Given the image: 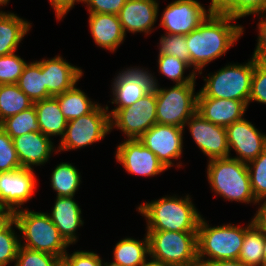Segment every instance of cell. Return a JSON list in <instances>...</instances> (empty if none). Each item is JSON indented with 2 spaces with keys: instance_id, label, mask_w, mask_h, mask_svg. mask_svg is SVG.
<instances>
[{
  "instance_id": "1",
  "label": "cell",
  "mask_w": 266,
  "mask_h": 266,
  "mask_svg": "<svg viewBox=\"0 0 266 266\" xmlns=\"http://www.w3.org/2000/svg\"><path fill=\"white\" fill-rule=\"evenodd\" d=\"M237 18L228 15H208L204 21L185 35L190 51V66L201 75L211 61L226 54L243 35L241 25L231 24Z\"/></svg>"
},
{
  "instance_id": "2",
  "label": "cell",
  "mask_w": 266,
  "mask_h": 266,
  "mask_svg": "<svg viewBox=\"0 0 266 266\" xmlns=\"http://www.w3.org/2000/svg\"><path fill=\"white\" fill-rule=\"evenodd\" d=\"M137 210L145 216L147 230L197 232L202 217L189 195L162 197L140 204Z\"/></svg>"
},
{
  "instance_id": "3",
  "label": "cell",
  "mask_w": 266,
  "mask_h": 266,
  "mask_svg": "<svg viewBox=\"0 0 266 266\" xmlns=\"http://www.w3.org/2000/svg\"><path fill=\"white\" fill-rule=\"evenodd\" d=\"M14 227L22 233L25 242L20 246L60 257L67 253L69 244L60 235L47 213L21 209L13 213Z\"/></svg>"
},
{
  "instance_id": "4",
  "label": "cell",
  "mask_w": 266,
  "mask_h": 266,
  "mask_svg": "<svg viewBox=\"0 0 266 266\" xmlns=\"http://www.w3.org/2000/svg\"><path fill=\"white\" fill-rule=\"evenodd\" d=\"M207 179L216 195L231 202L257 204L251 189L247 163L231 156L211 159L207 165Z\"/></svg>"
},
{
  "instance_id": "5",
  "label": "cell",
  "mask_w": 266,
  "mask_h": 266,
  "mask_svg": "<svg viewBox=\"0 0 266 266\" xmlns=\"http://www.w3.org/2000/svg\"><path fill=\"white\" fill-rule=\"evenodd\" d=\"M252 224L251 220L244 228L232 224L211 227L201 217L197 230L198 259L205 263L238 259L245 232Z\"/></svg>"
},
{
  "instance_id": "6",
  "label": "cell",
  "mask_w": 266,
  "mask_h": 266,
  "mask_svg": "<svg viewBox=\"0 0 266 266\" xmlns=\"http://www.w3.org/2000/svg\"><path fill=\"white\" fill-rule=\"evenodd\" d=\"M245 64L226 65L205 77V85L198 92L197 98H218L240 100L249 105L251 80L255 67V58Z\"/></svg>"
},
{
  "instance_id": "7",
  "label": "cell",
  "mask_w": 266,
  "mask_h": 266,
  "mask_svg": "<svg viewBox=\"0 0 266 266\" xmlns=\"http://www.w3.org/2000/svg\"><path fill=\"white\" fill-rule=\"evenodd\" d=\"M151 74L156 91L157 124L173 125L184 128L187 120L197 110L195 84H175L173 87L160 88L158 80Z\"/></svg>"
},
{
  "instance_id": "8",
  "label": "cell",
  "mask_w": 266,
  "mask_h": 266,
  "mask_svg": "<svg viewBox=\"0 0 266 266\" xmlns=\"http://www.w3.org/2000/svg\"><path fill=\"white\" fill-rule=\"evenodd\" d=\"M149 256L167 265L188 264L198 259L197 232L147 230Z\"/></svg>"
},
{
  "instance_id": "9",
  "label": "cell",
  "mask_w": 266,
  "mask_h": 266,
  "mask_svg": "<svg viewBox=\"0 0 266 266\" xmlns=\"http://www.w3.org/2000/svg\"><path fill=\"white\" fill-rule=\"evenodd\" d=\"M109 107L99 104L88 114L68 121L56 152L84 148L99 142L111 132Z\"/></svg>"
},
{
  "instance_id": "10",
  "label": "cell",
  "mask_w": 266,
  "mask_h": 266,
  "mask_svg": "<svg viewBox=\"0 0 266 266\" xmlns=\"http://www.w3.org/2000/svg\"><path fill=\"white\" fill-rule=\"evenodd\" d=\"M157 102L155 88L129 107L118 109L111 117L112 128H118L128 140L139 139L157 123Z\"/></svg>"
},
{
  "instance_id": "11",
  "label": "cell",
  "mask_w": 266,
  "mask_h": 266,
  "mask_svg": "<svg viewBox=\"0 0 266 266\" xmlns=\"http://www.w3.org/2000/svg\"><path fill=\"white\" fill-rule=\"evenodd\" d=\"M112 104L117 106L109 113L110 117L118 110L129 107L153 89L150 72L144 68H126L113 79Z\"/></svg>"
},
{
  "instance_id": "12",
  "label": "cell",
  "mask_w": 266,
  "mask_h": 266,
  "mask_svg": "<svg viewBox=\"0 0 266 266\" xmlns=\"http://www.w3.org/2000/svg\"><path fill=\"white\" fill-rule=\"evenodd\" d=\"M184 130L185 128L156 123L138 140L168 169L174 165L175 159H180L183 152Z\"/></svg>"
},
{
  "instance_id": "13",
  "label": "cell",
  "mask_w": 266,
  "mask_h": 266,
  "mask_svg": "<svg viewBox=\"0 0 266 266\" xmlns=\"http://www.w3.org/2000/svg\"><path fill=\"white\" fill-rule=\"evenodd\" d=\"M208 15L197 0H175L164 9L159 26L165 29V34L187 35Z\"/></svg>"
},
{
  "instance_id": "14",
  "label": "cell",
  "mask_w": 266,
  "mask_h": 266,
  "mask_svg": "<svg viewBox=\"0 0 266 266\" xmlns=\"http://www.w3.org/2000/svg\"><path fill=\"white\" fill-rule=\"evenodd\" d=\"M35 189L36 177L33 169L20 168L0 172V205L12 213L21 210V206L31 200Z\"/></svg>"
},
{
  "instance_id": "15",
  "label": "cell",
  "mask_w": 266,
  "mask_h": 266,
  "mask_svg": "<svg viewBox=\"0 0 266 266\" xmlns=\"http://www.w3.org/2000/svg\"><path fill=\"white\" fill-rule=\"evenodd\" d=\"M198 148L209 160L230 157V150L224 126L207 121L195 112L185 123Z\"/></svg>"
},
{
  "instance_id": "16",
  "label": "cell",
  "mask_w": 266,
  "mask_h": 266,
  "mask_svg": "<svg viewBox=\"0 0 266 266\" xmlns=\"http://www.w3.org/2000/svg\"><path fill=\"white\" fill-rule=\"evenodd\" d=\"M229 150L237 156L231 157L244 163L256 159L266 148V134L261 133L251 122L242 118L225 127Z\"/></svg>"
},
{
  "instance_id": "17",
  "label": "cell",
  "mask_w": 266,
  "mask_h": 266,
  "mask_svg": "<svg viewBox=\"0 0 266 266\" xmlns=\"http://www.w3.org/2000/svg\"><path fill=\"white\" fill-rule=\"evenodd\" d=\"M115 157L129 174L156 176L167 168L138 139L126 140L117 146Z\"/></svg>"
},
{
  "instance_id": "18",
  "label": "cell",
  "mask_w": 266,
  "mask_h": 266,
  "mask_svg": "<svg viewBox=\"0 0 266 266\" xmlns=\"http://www.w3.org/2000/svg\"><path fill=\"white\" fill-rule=\"evenodd\" d=\"M158 5L157 0H127L118 14L125 35L126 31L149 35L157 21Z\"/></svg>"
},
{
  "instance_id": "19",
  "label": "cell",
  "mask_w": 266,
  "mask_h": 266,
  "mask_svg": "<svg viewBox=\"0 0 266 266\" xmlns=\"http://www.w3.org/2000/svg\"><path fill=\"white\" fill-rule=\"evenodd\" d=\"M12 140L22 168L34 169V165H43L55 150L51 138L40 131L23 134Z\"/></svg>"
},
{
  "instance_id": "20",
  "label": "cell",
  "mask_w": 266,
  "mask_h": 266,
  "mask_svg": "<svg viewBox=\"0 0 266 266\" xmlns=\"http://www.w3.org/2000/svg\"><path fill=\"white\" fill-rule=\"evenodd\" d=\"M42 75L47 91L54 97L76 85L83 76V71L56 55L48 60L42 59Z\"/></svg>"
},
{
  "instance_id": "21",
  "label": "cell",
  "mask_w": 266,
  "mask_h": 266,
  "mask_svg": "<svg viewBox=\"0 0 266 266\" xmlns=\"http://www.w3.org/2000/svg\"><path fill=\"white\" fill-rule=\"evenodd\" d=\"M248 105L240 100L197 98V110L203 118L213 124L228 126L241 120Z\"/></svg>"
},
{
  "instance_id": "22",
  "label": "cell",
  "mask_w": 266,
  "mask_h": 266,
  "mask_svg": "<svg viewBox=\"0 0 266 266\" xmlns=\"http://www.w3.org/2000/svg\"><path fill=\"white\" fill-rule=\"evenodd\" d=\"M72 197H57L51 213H47L60 235L71 245L76 243L78 236L76 230L83 226L82 212L78 203Z\"/></svg>"
},
{
  "instance_id": "23",
  "label": "cell",
  "mask_w": 266,
  "mask_h": 266,
  "mask_svg": "<svg viewBox=\"0 0 266 266\" xmlns=\"http://www.w3.org/2000/svg\"><path fill=\"white\" fill-rule=\"evenodd\" d=\"M89 28L94 42L110 52H114L125 39L119 17L115 14H89Z\"/></svg>"
},
{
  "instance_id": "24",
  "label": "cell",
  "mask_w": 266,
  "mask_h": 266,
  "mask_svg": "<svg viewBox=\"0 0 266 266\" xmlns=\"http://www.w3.org/2000/svg\"><path fill=\"white\" fill-rule=\"evenodd\" d=\"M37 114L39 131L51 138L61 136L63 138L68 120L61 112L58 100L55 97L34 102Z\"/></svg>"
},
{
  "instance_id": "25",
  "label": "cell",
  "mask_w": 266,
  "mask_h": 266,
  "mask_svg": "<svg viewBox=\"0 0 266 266\" xmlns=\"http://www.w3.org/2000/svg\"><path fill=\"white\" fill-rule=\"evenodd\" d=\"M31 23L11 12L0 11V56L16 52Z\"/></svg>"
},
{
  "instance_id": "26",
  "label": "cell",
  "mask_w": 266,
  "mask_h": 266,
  "mask_svg": "<svg viewBox=\"0 0 266 266\" xmlns=\"http://www.w3.org/2000/svg\"><path fill=\"white\" fill-rule=\"evenodd\" d=\"M149 240L147 233L141 241L134 238H124L116 243L113 250L112 262H106L107 266H142L148 259Z\"/></svg>"
},
{
  "instance_id": "27",
  "label": "cell",
  "mask_w": 266,
  "mask_h": 266,
  "mask_svg": "<svg viewBox=\"0 0 266 266\" xmlns=\"http://www.w3.org/2000/svg\"><path fill=\"white\" fill-rule=\"evenodd\" d=\"M17 85L33 103L53 97L45 86L44 75H42V60L27 63Z\"/></svg>"
},
{
  "instance_id": "28",
  "label": "cell",
  "mask_w": 266,
  "mask_h": 266,
  "mask_svg": "<svg viewBox=\"0 0 266 266\" xmlns=\"http://www.w3.org/2000/svg\"><path fill=\"white\" fill-rule=\"evenodd\" d=\"M54 97L58 100L61 112L68 121L90 113L98 105L75 85Z\"/></svg>"
},
{
  "instance_id": "29",
  "label": "cell",
  "mask_w": 266,
  "mask_h": 266,
  "mask_svg": "<svg viewBox=\"0 0 266 266\" xmlns=\"http://www.w3.org/2000/svg\"><path fill=\"white\" fill-rule=\"evenodd\" d=\"M34 105L17 84L0 85V122Z\"/></svg>"
},
{
  "instance_id": "30",
  "label": "cell",
  "mask_w": 266,
  "mask_h": 266,
  "mask_svg": "<svg viewBox=\"0 0 266 266\" xmlns=\"http://www.w3.org/2000/svg\"><path fill=\"white\" fill-rule=\"evenodd\" d=\"M79 170L71 163L60 162L51 174V187L57 197H72L81 184Z\"/></svg>"
},
{
  "instance_id": "31",
  "label": "cell",
  "mask_w": 266,
  "mask_h": 266,
  "mask_svg": "<svg viewBox=\"0 0 266 266\" xmlns=\"http://www.w3.org/2000/svg\"><path fill=\"white\" fill-rule=\"evenodd\" d=\"M264 232L254 223L246 230L238 260L248 266H264Z\"/></svg>"
},
{
  "instance_id": "32",
  "label": "cell",
  "mask_w": 266,
  "mask_h": 266,
  "mask_svg": "<svg viewBox=\"0 0 266 266\" xmlns=\"http://www.w3.org/2000/svg\"><path fill=\"white\" fill-rule=\"evenodd\" d=\"M0 127L12 139L23 134L39 131L37 114L34 105L16 115L2 120L0 122Z\"/></svg>"
},
{
  "instance_id": "33",
  "label": "cell",
  "mask_w": 266,
  "mask_h": 266,
  "mask_svg": "<svg viewBox=\"0 0 266 266\" xmlns=\"http://www.w3.org/2000/svg\"><path fill=\"white\" fill-rule=\"evenodd\" d=\"M158 69L165 77L176 84H195L196 72L192 70L189 76H184V71L191 67L187 62L170 55H158Z\"/></svg>"
},
{
  "instance_id": "34",
  "label": "cell",
  "mask_w": 266,
  "mask_h": 266,
  "mask_svg": "<svg viewBox=\"0 0 266 266\" xmlns=\"http://www.w3.org/2000/svg\"><path fill=\"white\" fill-rule=\"evenodd\" d=\"M252 193L256 200L266 197V148L247 163Z\"/></svg>"
},
{
  "instance_id": "35",
  "label": "cell",
  "mask_w": 266,
  "mask_h": 266,
  "mask_svg": "<svg viewBox=\"0 0 266 266\" xmlns=\"http://www.w3.org/2000/svg\"><path fill=\"white\" fill-rule=\"evenodd\" d=\"M12 219L4 228L0 230V266H7L10 262H16L20 238L16 235Z\"/></svg>"
},
{
  "instance_id": "36",
  "label": "cell",
  "mask_w": 266,
  "mask_h": 266,
  "mask_svg": "<svg viewBox=\"0 0 266 266\" xmlns=\"http://www.w3.org/2000/svg\"><path fill=\"white\" fill-rule=\"evenodd\" d=\"M159 55H170L190 65V51L185 35L164 34L159 42Z\"/></svg>"
},
{
  "instance_id": "37",
  "label": "cell",
  "mask_w": 266,
  "mask_h": 266,
  "mask_svg": "<svg viewBox=\"0 0 266 266\" xmlns=\"http://www.w3.org/2000/svg\"><path fill=\"white\" fill-rule=\"evenodd\" d=\"M27 62L15 52L0 56V85L17 84Z\"/></svg>"
},
{
  "instance_id": "38",
  "label": "cell",
  "mask_w": 266,
  "mask_h": 266,
  "mask_svg": "<svg viewBox=\"0 0 266 266\" xmlns=\"http://www.w3.org/2000/svg\"><path fill=\"white\" fill-rule=\"evenodd\" d=\"M61 260L53 254L20 246L14 266H57Z\"/></svg>"
},
{
  "instance_id": "39",
  "label": "cell",
  "mask_w": 266,
  "mask_h": 266,
  "mask_svg": "<svg viewBox=\"0 0 266 266\" xmlns=\"http://www.w3.org/2000/svg\"><path fill=\"white\" fill-rule=\"evenodd\" d=\"M20 168L22 167L13 140L0 127V172H9Z\"/></svg>"
},
{
  "instance_id": "40",
  "label": "cell",
  "mask_w": 266,
  "mask_h": 266,
  "mask_svg": "<svg viewBox=\"0 0 266 266\" xmlns=\"http://www.w3.org/2000/svg\"><path fill=\"white\" fill-rule=\"evenodd\" d=\"M251 101L266 104V61H257L255 59L249 104Z\"/></svg>"
},
{
  "instance_id": "41",
  "label": "cell",
  "mask_w": 266,
  "mask_h": 266,
  "mask_svg": "<svg viewBox=\"0 0 266 266\" xmlns=\"http://www.w3.org/2000/svg\"><path fill=\"white\" fill-rule=\"evenodd\" d=\"M63 260L69 266H107V263L102 261L100 256L89 251H75L71 255L66 253Z\"/></svg>"
},
{
  "instance_id": "42",
  "label": "cell",
  "mask_w": 266,
  "mask_h": 266,
  "mask_svg": "<svg viewBox=\"0 0 266 266\" xmlns=\"http://www.w3.org/2000/svg\"><path fill=\"white\" fill-rule=\"evenodd\" d=\"M127 0H83L89 14L104 13L118 15Z\"/></svg>"
},
{
  "instance_id": "43",
  "label": "cell",
  "mask_w": 266,
  "mask_h": 266,
  "mask_svg": "<svg viewBox=\"0 0 266 266\" xmlns=\"http://www.w3.org/2000/svg\"><path fill=\"white\" fill-rule=\"evenodd\" d=\"M266 13V0H237V19Z\"/></svg>"
},
{
  "instance_id": "44",
  "label": "cell",
  "mask_w": 266,
  "mask_h": 266,
  "mask_svg": "<svg viewBox=\"0 0 266 266\" xmlns=\"http://www.w3.org/2000/svg\"><path fill=\"white\" fill-rule=\"evenodd\" d=\"M258 16L260 20L257 24L259 36L257 38V46L252 56L257 61H266V13L259 14Z\"/></svg>"
},
{
  "instance_id": "45",
  "label": "cell",
  "mask_w": 266,
  "mask_h": 266,
  "mask_svg": "<svg viewBox=\"0 0 266 266\" xmlns=\"http://www.w3.org/2000/svg\"><path fill=\"white\" fill-rule=\"evenodd\" d=\"M82 1L83 0H49L59 21L74 7L75 3Z\"/></svg>"
},
{
  "instance_id": "46",
  "label": "cell",
  "mask_w": 266,
  "mask_h": 266,
  "mask_svg": "<svg viewBox=\"0 0 266 266\" xmlns=\"http://www.w3.org/2000/svg\"><path fill=\"white\" fill-rule=\"evenodd\" d=\"M263 201V202H262ZM261 204H260V203ZM257 203H259L257 213L252 218L253 223L261 229L263 232H266V197L257 200Z\"/></svg>"
},
{
  "instance_id": "47",
  "label": "cell",
  "mask_w": 266,
  "mask_h": 266,
  "mask_svg": "<svg viewBox=\"0 0 266 266\" xmlns=\"http://www.w3.org/2000/svg\"><path fill=\"white\" fill-rule=\"evenodd\" d=\"M206 264L207 266H248L245 263H242L238 259L219 260V261L210 262Z\"/></svg>"
},
{
  "instance_id": "48",
  "label": "cell",
  "mask_w": 266,
  "mask_h": 266,
  "mask_svg": "<svg viewBox=\"0 0 266 266\" xmlns=\"http://www.w3.org/2000/svg\"><path fill=\"white\" fill-rule=\"evenodd\" d=\"M13 219V213L5 208L0 209V230Z\"/></svg>"
},
{
  "instance_id": "49",
  "label": "cell",
  "mask_w": 266,
  "mask_h": 266,
  "mask_svg": "<svg viewBox=\"0 0 266 266\" xmlns=\"http://www.w3.org/2000/svg\"><path fill=\"white\" fill-rule=\"evenodd\" d=\"M169 266H207V264L199 259L188 263V264H178V265H169Z\"/></svg>"
},
{
  "instance_id": "50",
  "label": "cell",
  "mask_w": 266,
  "mask_h": 266,
  "mask_svg": "<svg viewBox=\"0 0 266 266\" xmlns=\"http://www.w3.org/2000/svg\"><path fill=\"white\" fill-rule=\"evenodd\" d=\"M142 266H169L167 264H164L162 262L159 261H155L153 259H148V261H146Z\"/></svg>"
},
{
  "instance_id": "51",
  "label": "cell",
  "mask_w": 266,
  "mask_h": 266,
  "mask_svg": "<svg viewBox=\"0 0 266 266\" xmlns=\"http://www.w3.org/2000/svg\"><path fill=\"white\" fill-rule=\"evenodd\" d=\"M263 257H264V266H266V232H264Z\"/></svg>"
},
{
  "instance_id": "52",
  "label": "cell",
  "mask_w": 266,
  "mask_h": 266,
  "mask_svg": "<svg viewBox=\"0 0 266 266\" xmlns=\"http://www.w3.org/2000/svg\"><path fill=\"white\" fill-rule=\"evenodd\" d=\"M10 0H0V6L7 5Z\"/></svg>"
},
{
  "instance_id": "53",
  "label": "cell",
  "mask_w": 266,
  "mask_h": 266,
  "mask_svg": "<svg viewBox=\"0 0 266 266\" xmlns=\"http://www.w3.org/2000/svg\"><path fill=\"white\" fill-rule=\"evenodd\" d=\"M57 266H69L64 260H61Z\"/></svg>"
}]
</instances>
